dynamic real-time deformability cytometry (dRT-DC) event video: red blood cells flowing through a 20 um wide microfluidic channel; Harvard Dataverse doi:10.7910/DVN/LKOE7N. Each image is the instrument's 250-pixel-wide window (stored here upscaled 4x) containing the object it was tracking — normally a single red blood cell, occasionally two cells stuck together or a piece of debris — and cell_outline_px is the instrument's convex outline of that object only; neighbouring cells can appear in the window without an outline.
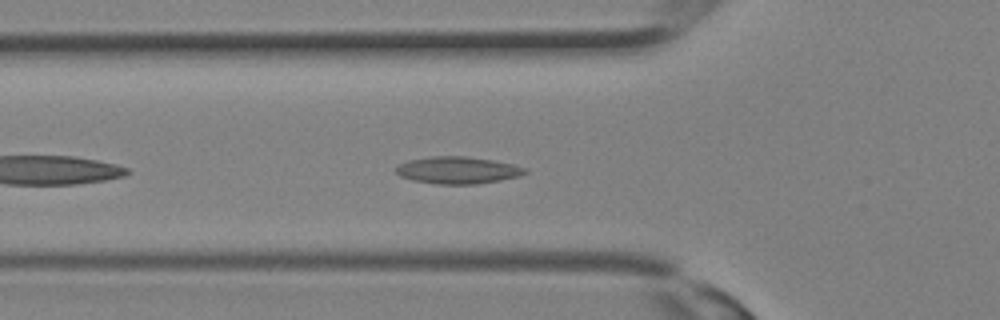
{"species": "Egyptian fruit bat (a non-hibernating species)", "species_latin": "Rousettus aegyptiacus", "temperature_condition": "room temperature", "stored_images_in_passage": 25, "camera_frame_rate_fps": 3000, "um_per_image_px": 0.085, "animal": {"sex": "female"}, "frame": {"image": 1, "passage_image": 3, "time_ms": 0.667, "image_size_px": [1000, 320], "cell_outline_px": [[528, 172], [520, 176], [500, 180], [476, 184], [436, 184], [412, 180], [400, 176], [396, 172], [396, 164], [408, 160], [432, 156], [468, 156], [492, 160], [512, 164], [528, 168]], "centroid_in_image_um": [38.9, 14.46], "position_along_channel_um": 86.9, "area_um2": 20.52}}
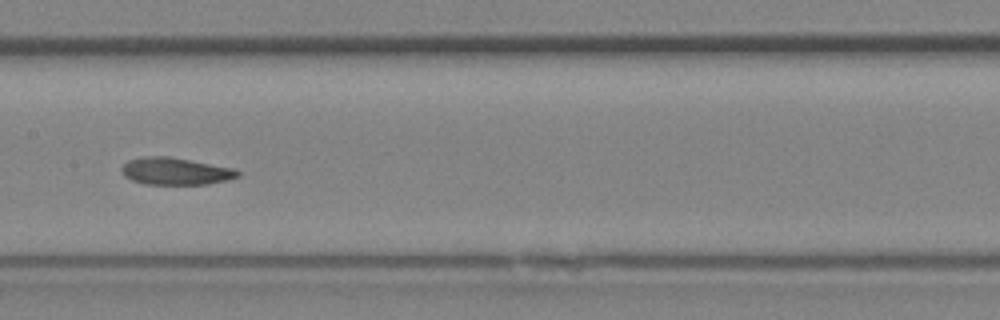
{"frame": {"image": 2, "passage_image": 8, "time_ms": 2.333, "image_size_px": [1000, 320], "cell_outline_px": [[240, 176], [208, 184], [144, 184], [132, 180], [124, 176], [120, 172], [120, 168], [128, 160], [144, 156], [168, 156], [232, 168], [240, 172]], "centroid_in_image_um": [14.85, 14.55], "position_along_channel_um": 192.5, "area_um2": 18.26}}
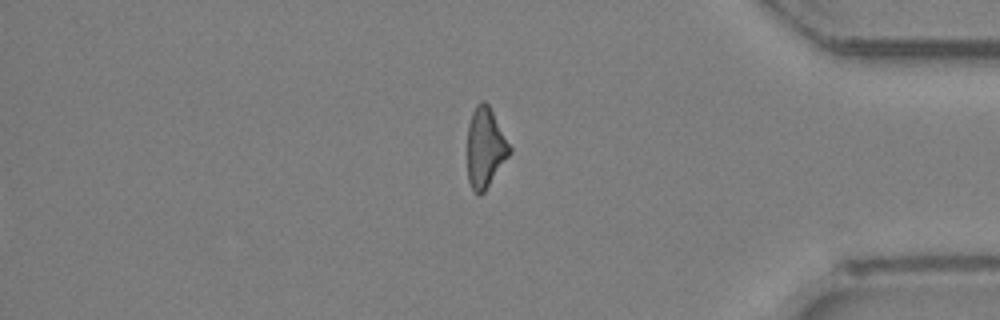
{"frame": {"image": 3, "passage_image": 25, "time_ms": 8.0, "image_size_px": [1000, 320], "cell_outline_px": [[512, 152], [484, 192], [480, 196], [472, 188], [468, 180], [468, 124], [472, 112], [476, 104], [480, 100], [484, 100], [488, 104], [512, 148]], "centroid_in_image_um": [41.25, 12.54], "position_along_channel_um": 393.9, "area_um2": 19.65}}